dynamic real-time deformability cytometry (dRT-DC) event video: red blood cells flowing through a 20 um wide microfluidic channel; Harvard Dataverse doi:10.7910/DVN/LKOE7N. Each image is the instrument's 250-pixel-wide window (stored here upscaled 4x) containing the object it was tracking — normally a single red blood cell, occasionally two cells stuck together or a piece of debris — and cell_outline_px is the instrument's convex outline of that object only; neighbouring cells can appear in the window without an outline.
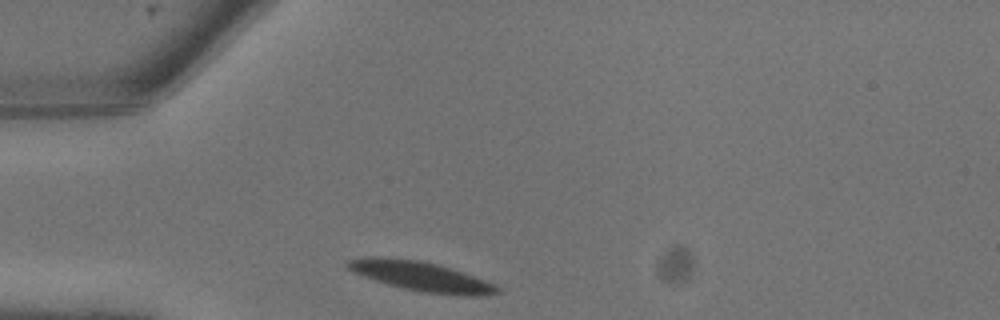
{"species": "common noctule bat (a hibernating species)", "species_latin": "Nyctalus noctula", "temperature_condition": "warm", "stored_images_in_passage": 6, "camera_frame_rate_fps": 3000, "um_per_image_px": 0.085, "animal": {"sex": "male", "body_mass_g": 13.3}, "frame": {"image": 1, "passage_image": 1, "time_ms": 0.0, "image_size_px": [1000, 320], "cell_outline_px": [[500, 292], [480, 296], [464, 296], [424, 292], [404, 288], [388, 284], [364, 276], [348, 268], [348, 260], [368, 256], [376, 256], [420, 260], [436, 264], [484, 280], [500, 288]], "centroid_in_image_um": [35.79, 23.49], "position_along_channel_um": 49.2, "area_um2": 25.09}}
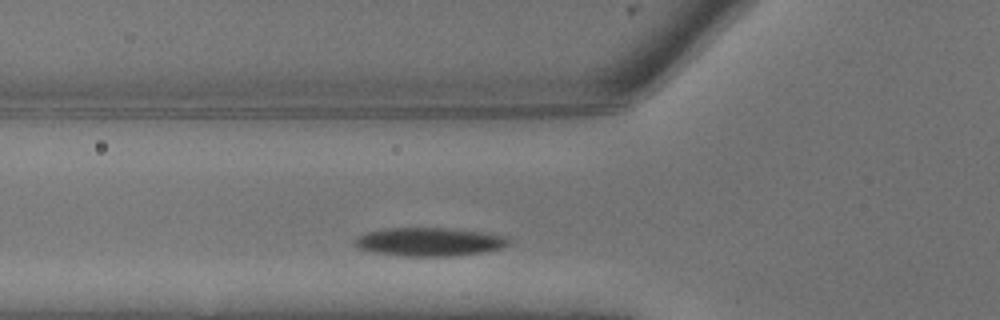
{"frame": {"image": 2, "passage_image": 3, "time_ms": 0.667, "image_size_px": [1000, 320], "cell_outline_px": [[508, 244], [500, 248], [480, 252], [452, 256], [400, 256], [372, 252], [360, 248], [356, 244], [356, 236], [368, 232], [388, 228], [456, 228], [504, 236], [508, 240]], "centroid_in_image_um": [36.46, 20.55], "position_along_channel_um": 89.3, "area_um2": 25.2}}